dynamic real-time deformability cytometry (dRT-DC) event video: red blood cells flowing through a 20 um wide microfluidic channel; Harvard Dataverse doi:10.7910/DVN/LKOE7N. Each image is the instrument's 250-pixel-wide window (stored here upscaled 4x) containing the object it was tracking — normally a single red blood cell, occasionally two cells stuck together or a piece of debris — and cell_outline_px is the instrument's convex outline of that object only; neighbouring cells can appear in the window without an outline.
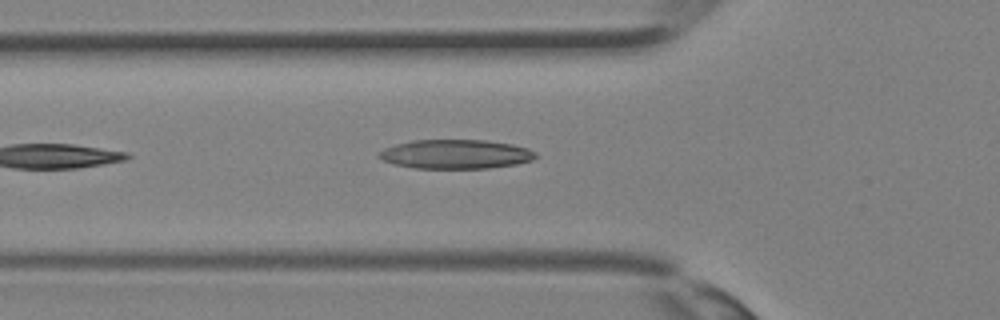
{"species": "Egyptian fruit bat (a non-hibernating species)", "species_latin": "Rousettus aegyptiacus", "temperature_condition": "room temperature", "stored_images_in_passage": 16, "camera_frame_rate_fps": 3000, "um_per_image_px": 0.085, "animal": {"sex": "female"}, "frame": {"image": 1, "passage_image": 3, "time_ms": 0.667, "image_size_px": [1000, 320], "cell_outline_px": [[536, 156], [532, 160], [516, 164], [488, 168], [416, 168], [392, 164], [376, 156], [384, 148], [396, 144], [412, 140], [484, 140], [512, 144], [528, 148], [536, 152]], "centroid_in_image_um": [38.72, 13.1], "position_along_channel_um": 87.1, "area_um2": 26.59}}